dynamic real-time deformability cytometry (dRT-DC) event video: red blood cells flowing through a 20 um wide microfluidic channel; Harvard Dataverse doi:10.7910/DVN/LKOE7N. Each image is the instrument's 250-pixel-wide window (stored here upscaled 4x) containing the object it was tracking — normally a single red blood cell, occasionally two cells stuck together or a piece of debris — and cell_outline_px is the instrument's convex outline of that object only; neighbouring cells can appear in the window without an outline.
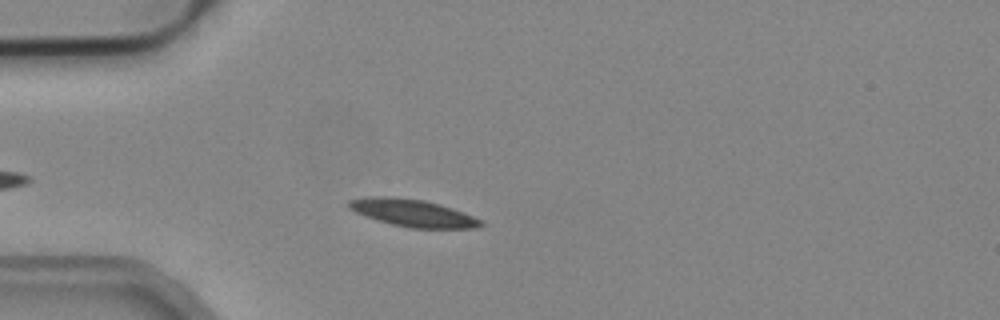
{"species": "common noctule bat (a hibernating species)", "species_latin": "Nyctalus noctula", "temperature_condition": "cold", "stored_images_in_passage": 3, "camera_frame_rate_fps": 3000, "um_per_image_px": 0.085, "animal": {"sex": "male", "body_mass_g": 19.2, "forearm_length_mm": 51.8}, "frame": {"image": 1, "passage_image": 3, "time_ms": 0.667, "image_size_px": [1000, 320], "cell_outline_px": [[484, 224], [476, 228], [412, 228], [392, 224], [356, 212], [348, 208], [348, 200], [364, 196], [388, 196], [424, 200], [440, 204], [464, 212], [484, 220]], "centroid_in_image_um": [35.12, 18.09], "position_along_channel_um": 49.9, "area_um2": 20.98}}